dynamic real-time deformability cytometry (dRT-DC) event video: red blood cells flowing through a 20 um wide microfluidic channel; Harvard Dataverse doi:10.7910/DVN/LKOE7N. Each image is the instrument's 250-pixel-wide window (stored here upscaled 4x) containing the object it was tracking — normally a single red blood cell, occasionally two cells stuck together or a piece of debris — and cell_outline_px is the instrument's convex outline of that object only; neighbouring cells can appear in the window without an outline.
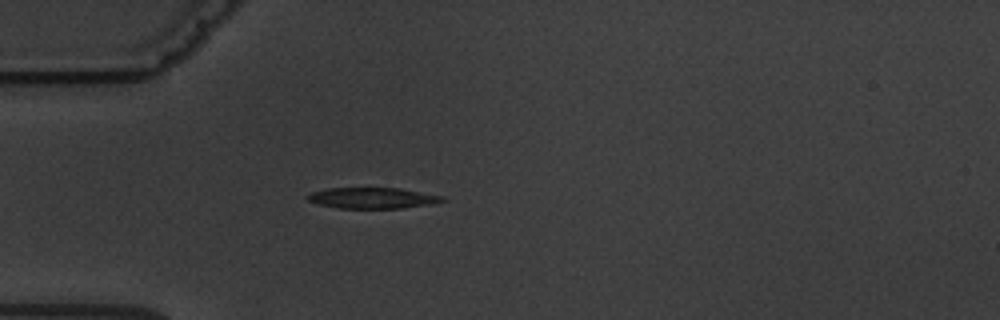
{"species": "common noctule bat (a hibernating species)", "species_latin": "Nyctalus noctula", "temperature_condition": "warm", "stored_images_in_passage": 4, "camera_frame_rate_fps": 3000, "um_per_image_px": 0.085, "animal": {"sex": "male", "body_mass_g": 19.5, "forearm_length_mm": 54.6}, "frame": {"image": 1, "passage_image": 4, "time_ms": 4.333, "image_size_px": [1000, 320], "cell_outline_px": [[448, 200], [432, 204], [404, 208], [340, 208], [320, 204], [308, 200], [308, 196], [312, 192], [328, 188], [400, 188], [444, 196]], "centroid_in_image_um": [31.75, 16.83], "position_along_channel_um": 53.2, "area_um2": 16.36}}